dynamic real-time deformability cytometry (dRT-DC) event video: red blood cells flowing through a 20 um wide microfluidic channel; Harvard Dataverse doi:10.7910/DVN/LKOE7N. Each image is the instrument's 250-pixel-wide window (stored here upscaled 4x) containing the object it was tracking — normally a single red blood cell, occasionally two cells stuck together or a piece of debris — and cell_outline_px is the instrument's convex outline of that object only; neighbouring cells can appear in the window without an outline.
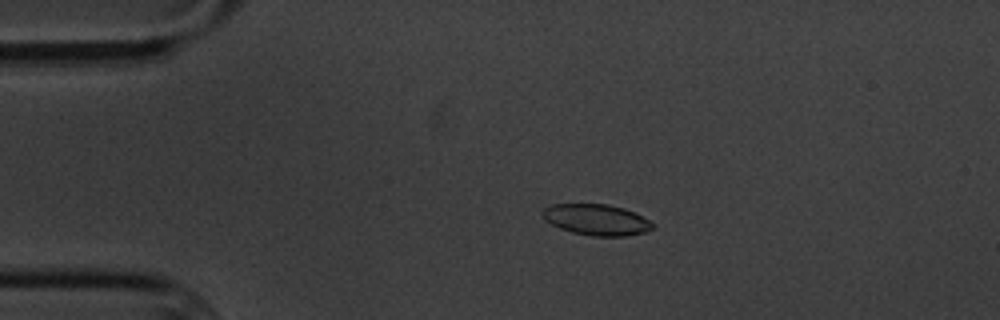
{"species": "common noctule bat (a hibernating species)", "species_latin": "Nyctalus noctula", "temperature_condition": "cold", "stored_images_in_passage": 5, "camera_frame_rate_fps": 3000, "um_per_image_px": 0.085, "animal": {"sex": "male", "body_mass_g": 20.1, "forearm_length_mm": 53.5}, "frame": {"image": 1, "passage_image": 3, "time_ms": 3.0, "image_size_px": [1000, 320], "cell_outline_px": [[656, 228], [648, 232], [624, 236], [592, 236], [572, 232], [560, 228], [544, 220], [540, 212], [544, 208], [552, 204], [608, 204], [624, 208], [636, 212], [656, 224]], "centroid_in_image_um": [50.75, 18.67], "position_along_channel_um": 34.3, "area_um2": 20.29}}